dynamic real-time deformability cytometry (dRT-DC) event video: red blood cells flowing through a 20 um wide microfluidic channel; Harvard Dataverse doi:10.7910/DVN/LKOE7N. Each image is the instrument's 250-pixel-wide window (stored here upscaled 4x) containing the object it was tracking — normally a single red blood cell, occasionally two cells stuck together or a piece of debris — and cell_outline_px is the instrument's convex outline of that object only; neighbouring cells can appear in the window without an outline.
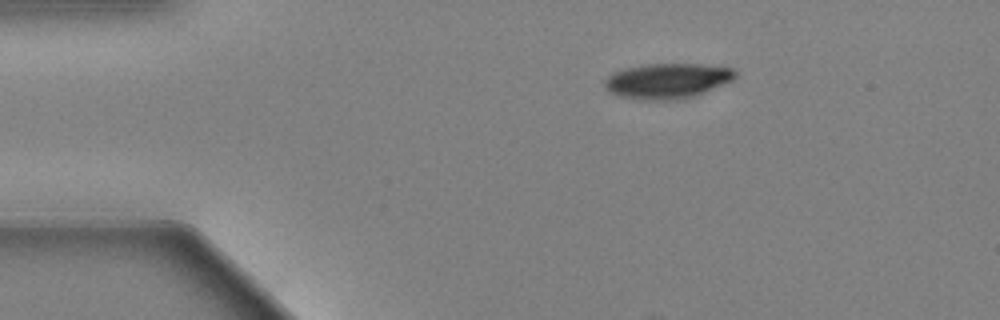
{"species": "Egyptian fruit bat (a non-hibernating species)", "species_latin": "Rousettus aegyptiacus", "temperature_condition": "warm", "stored_images_in_passage": 47, "camera_frame_rate_fps": 3000, "um_per_image_px": 0.085, "animal": {"sex": "female"}, "frame": {"image": 1, "passage_image": 1, "time_ms": 0.0, "image_size_px": [1000, 320], "cell_outline_px": [[736, 76], [732, 80], [692, 96], [676, 100], [644, 100], [620, 96], [608, 92], [604, 88], [604, 80], [612, 72], [624, 68], [648, 64], [696, 64], [732, 68], [736, 72]], "centroid_in_image_um": [56.64, 6.87], "position_along_channel_um": 28.4, "area_um2": 26.59}}
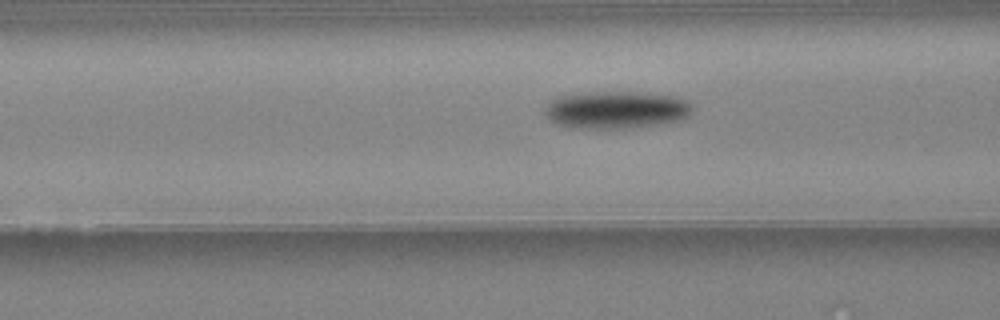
{"frame": {"image": 2, "passage_image": 13, "time_ms": 4.0, "image_size_px": [1000, 320], "cell_outline_px": [[692, 112], [688, 116], [680, 120], [660, 124], [632, 128], [572, 128], [556, 124], [548, 120], [544, 116], [544, 108], [552, 100], [560, 96], [584, 92], [632, 92], [672, 96], [688, 100], [692, 108]], "centroid_in_image_um": [52.34, 9.35], "position_along_channel_um": 114.3, "area_um2": 32.37}}
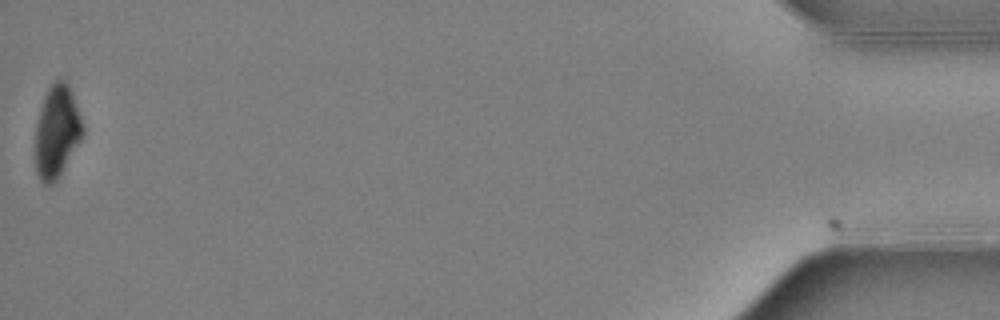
{"frame": {"image": 3, "passage_image": 47, "time_ms": 15.333, "image_size_px": [1000, 320], "cell_outline_px": [[84, 132], [80, 140], [60, 176], [52, 184], [44, 184], [40, 180], [36, 172], [36, 124], [40, 108], [44, 96], [48, 88], [56, 80], [64, 80], [68, 84], [80, 116], [84, 128]], "centroid_in_image_um": [4.82, 11.2], "position_along_channel_um": 430.4, "area_um2": 25.14}}